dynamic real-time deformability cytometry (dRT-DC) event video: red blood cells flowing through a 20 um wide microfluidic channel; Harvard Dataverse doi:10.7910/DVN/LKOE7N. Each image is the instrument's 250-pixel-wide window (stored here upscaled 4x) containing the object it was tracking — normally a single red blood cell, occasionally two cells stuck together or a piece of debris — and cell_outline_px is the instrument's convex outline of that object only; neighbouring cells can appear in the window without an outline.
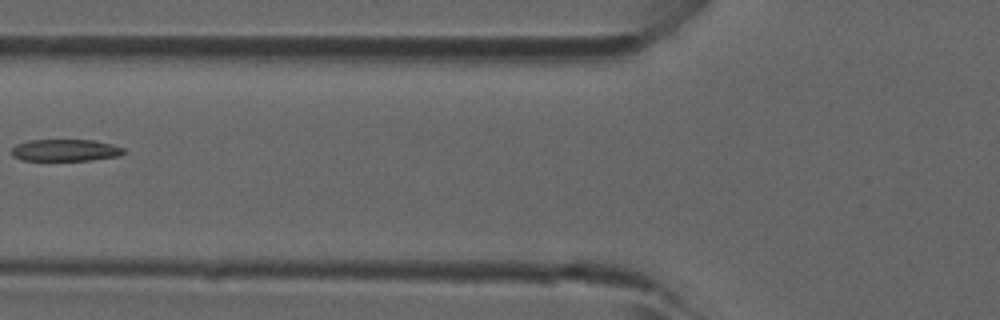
{"species": "common noctule bat (a hibernating species)", "species_latin": "Nyctalus noctula", "temperature_condition": "room temperature", "stored_images_in_passage": 5, "camera_frame_rate_fps": 3000, "um_per_image_px": 0.085, "animal": {"sex": "male", "forearm_length_mm": 52.5}, "frame": {"image": 1, "passage_image": 5, "time_ms": 1.333, "image_size_px": [1000, 320], "cell_outline_px": [[124, 152], [120, 156], [92, 160], [20, 160], [12, 156], [12, 148], [16, 144], [28, 140], [96, 140], [112, 144], [124, 148]], "centroid_in_image_um": [5.56, 12.77], "position_along_channel_um": 120.2, "area_um2": 14.39}}